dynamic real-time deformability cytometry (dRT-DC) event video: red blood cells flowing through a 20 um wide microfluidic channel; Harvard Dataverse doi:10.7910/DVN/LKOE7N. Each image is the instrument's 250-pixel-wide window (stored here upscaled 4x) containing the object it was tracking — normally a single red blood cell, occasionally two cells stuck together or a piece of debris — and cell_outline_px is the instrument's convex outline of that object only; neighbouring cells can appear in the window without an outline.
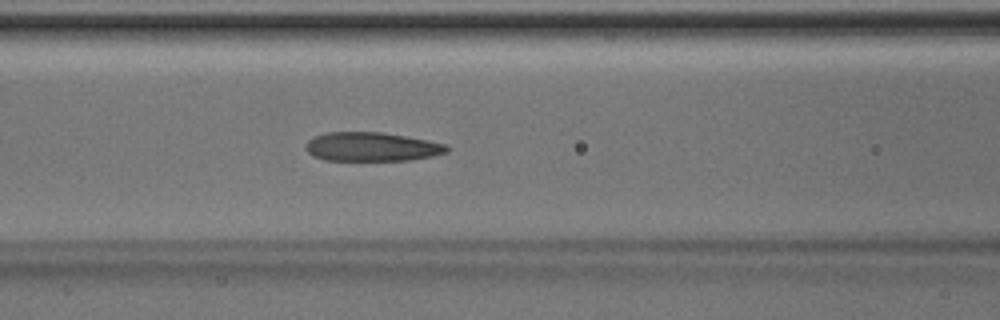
{"species": "Egyptian fruit bat (a non-hibernating species)", "species_latin": "Rousettus aegyptiacus", "temperature_condition": "room temperature", "stored_images_in_passage": 48, "segment_of_instrument_passage": [1, 2], "camera_frame_rate_fps": 3000, "um_per_image_px": 0.085, "animal": {"sex": "male"}, "frame": {"image": 1, "passage_image": 19, "time_ms": 6.0, "image_size_px": [1000, 320], "cell_outline_px": [[448, 152], [432, 156], [412, 160], [324, 160], [308, 152], [308, 140], [316, 136], [328, 132], [384, 132], [444, 144], [448, 148]], "centroid_in_image_um": [31.61, 12.48], "position_along_channel_um": 135.0, "area_um2": 23.35}}
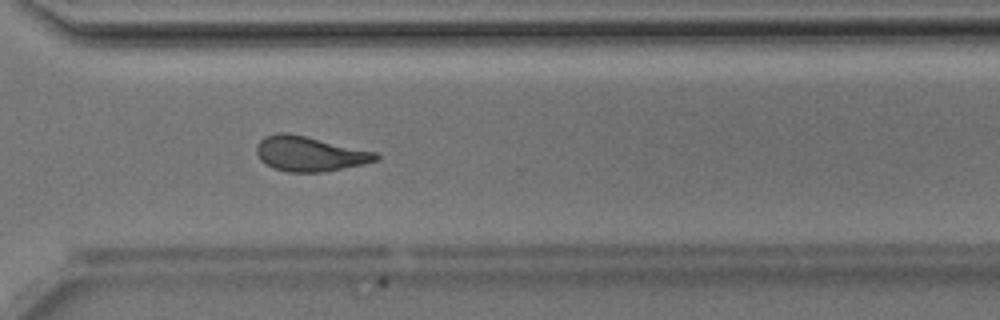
{"frame": {"image": 2, "passage_image": 34, "time_ms": 11.0, "image_size_px": [1000, 320], "cell_outline_px": [[380, 156], [376, 160], [360, 164], [320, 172], [288, 172], [272, 168], [264, 164], [260, 160], [256, 152], [256, 148], [260, 140], [264, 136], [276, 132], [288, 132], [380, 152]], "centroid_in_image_um": [26.29, 13.05], "position_along_channel_um": 344.3, "area_um2": 24.45}}
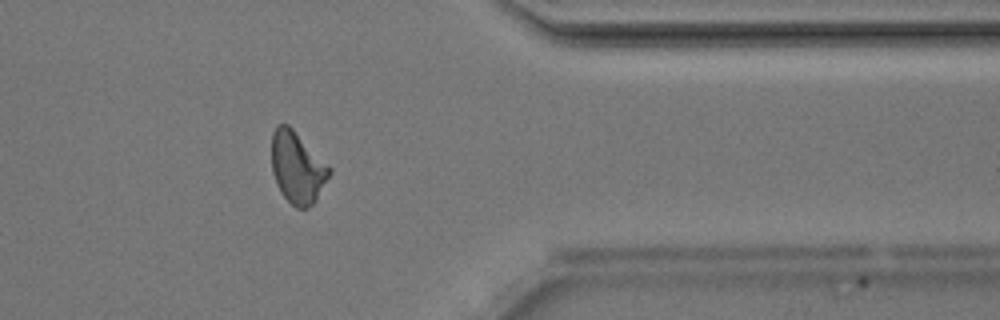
{"frame": {"image": 3, "passage_image": 38, "time_ms": 12.333, "image_size_px": [1000, 320], "cell_outline_px": [[332, 172], [312, 204], [308, 208], [296, 208], [280, 192], [276, 184], [272, 172], [272, 132], [276, 124], [288, 124], [332, 168]], "centroid_in_image_um": [25.26, 14.22], "position_along_channel_um": 386.1, "area_um2": 23.99}}